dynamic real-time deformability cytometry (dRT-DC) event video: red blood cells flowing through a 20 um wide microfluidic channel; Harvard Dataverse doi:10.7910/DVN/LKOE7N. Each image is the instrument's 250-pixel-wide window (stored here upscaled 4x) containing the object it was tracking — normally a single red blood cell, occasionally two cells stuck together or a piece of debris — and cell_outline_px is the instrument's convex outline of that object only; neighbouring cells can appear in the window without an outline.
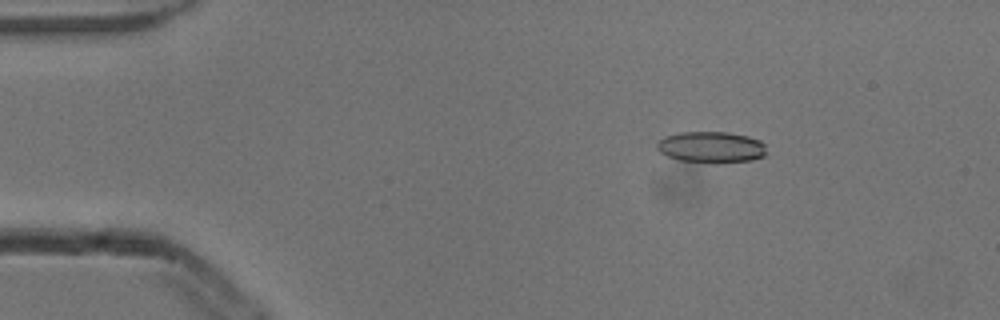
{"species": "common noctule bat (a hibernating species)", "species_latin": "Nyctalus noctula", "temperature_condition": "cold", "stored_images_in_passage": 4, "camera_frame_rate_fps": 3000, "um_per_image_px": 0.085, "animal": {"sex": "male", "body_mass_g": 13.3}, "frame": {"image": 1, "passage_image": 2, "time_ms": 0.333, "image_size_px": [1000, 320], "cell_outline_px": [[768, 152], [764, 156], [752, 160], [716, 164], [680, 160], [668, 156], [660, 152], [656, 148], [656, 144], [664, 136], [680, 132], [728, 132], [748, 136], [760, 140], [764, 144]], "centroid_in_image_um": [60.48, 12.52], "position_along_channel_um": 24.5, "area_um2": 20.29}}